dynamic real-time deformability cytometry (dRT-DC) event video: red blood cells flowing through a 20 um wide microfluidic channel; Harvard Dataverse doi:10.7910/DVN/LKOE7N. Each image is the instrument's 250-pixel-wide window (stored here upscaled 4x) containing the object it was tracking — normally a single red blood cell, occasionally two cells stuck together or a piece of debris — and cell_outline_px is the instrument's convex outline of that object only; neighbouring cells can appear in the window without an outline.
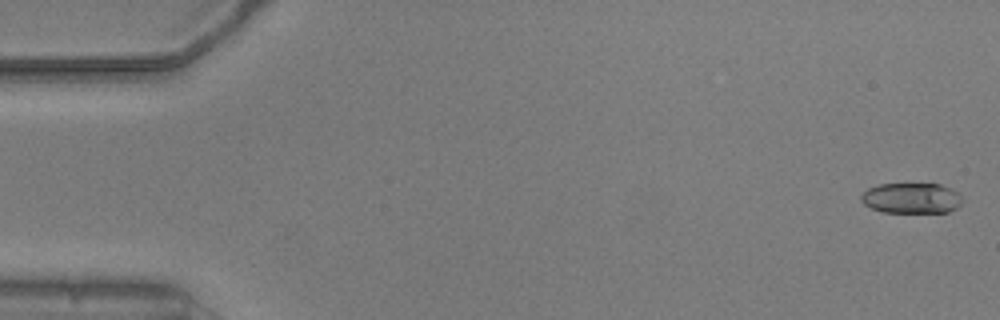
{"species": "common noctule bat (a hibernating species)", "species_latin": "Nyctalus noctula", "temperature_condition": "warm", "stored_images_in_passage": 53, "camera_frame_rate_fps": 3000, "um_per_image_px": 0.085, "animal": {"sex": "male", "body_mass_g": 20.5, "forearm_length_mm": 52.5}, "frame": {"image": 1, "passage_image": 1, "time_ms": 0.0, "image_size_px": [1000, 320], "cell_outline_px": [[964, 200], [956, 208], [948, 212], [884, 212], [872, 208], [864, 204], [860, 200], [860, 196], [868, 188], [880, 184], [940, 184], [952, 188]], "centroid_in_image_um": [77.48, 16.84], "position_along_channel_um": 7.5, "area_um2": 17.98}}
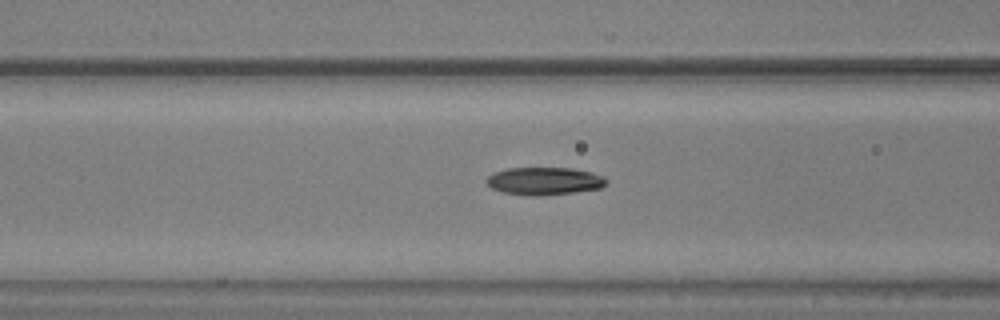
{"frame": {"image": 2, "passage_image": 21, "time_ms": 6.667, "image_size_px": [1000, 320], "cell_outline_px": [[608, 180], [600, 188], [572, 192], [540, 196], [532, 196], [504, 192], [492, 188], [484, 180], [488, 176], [496, 172], [508, 168], [572, 168], [592, 172], [604, 176]], "centroid_in_image_um": [46.27, 15.38], "position_along_channel_um": 120.3, "area_um2": 19.19}}
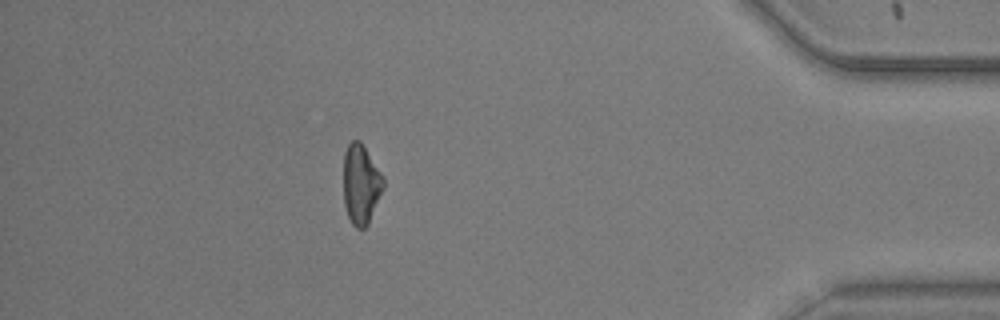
{"frame": {"image": 3, "passage_image": 47, "time_ms": 15.333, "image_size_px": [1000, 320], "cell_outline_px": [[384, 188], [368, 224], [364, 228], [356, 228], [352, 224], [348, 216], [344, 204], [344, 152], [348, 144], [352, 140], [360, 140], [384, 176]], "centroid_in_image_um": [30.69, 15.65], "position_along_channel_um": 404.5, "area_um2": 18.61}, "authors_computed_cell_mechanics": {"area_um2": 19.0162, "velocity_mm_per_s": 3.8104, "shape_relaxation_time_tau1_ms": 2.8792, "shape_relaxation_time_tau2_ms": 2.3223, "deformation_change_tau1": 0.1301, "deformation_change_tau2": 0.0833}}